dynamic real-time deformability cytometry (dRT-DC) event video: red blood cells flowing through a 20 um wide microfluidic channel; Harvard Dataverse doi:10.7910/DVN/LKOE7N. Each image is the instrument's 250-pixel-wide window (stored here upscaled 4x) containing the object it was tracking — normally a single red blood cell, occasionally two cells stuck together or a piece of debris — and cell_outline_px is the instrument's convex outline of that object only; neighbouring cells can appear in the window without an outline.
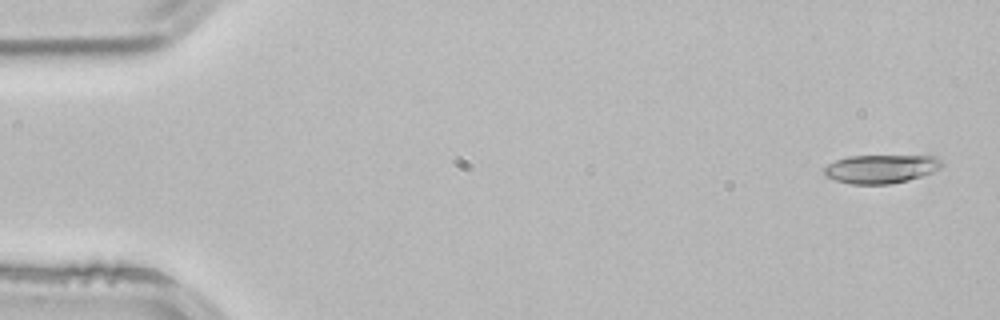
{"species": "common noctule bat (a hibernating species)", "species_latin": "Nyctalus noctula", "temperature_condition": "room temperature", "stored_images_in_passage": 3, "segment_of_instrument_passage": [2, 2], "camera_frame_rate_fps": 3000, "um_per_image_px": 0.085, "animal": {"sex": "male", "body_mass_g": 21.5, "forearm_length_mm": 52.0}, "frame": {"image": 1, "passage_image": 3, "time_ms": 0.667, "image_size_px": [1000, 320], "cell_outline_px": [[944, 164], [940, 168], [932, 172], [908, 180], [892, 184], [848, 184], [824, 176], [820, 168], [836, 160], [848, 156], [936, 156]], "centroid_in_image_um": [74.82, 14.36], "position_along_channel_um": 10.2, "area_um2": 19.77}}